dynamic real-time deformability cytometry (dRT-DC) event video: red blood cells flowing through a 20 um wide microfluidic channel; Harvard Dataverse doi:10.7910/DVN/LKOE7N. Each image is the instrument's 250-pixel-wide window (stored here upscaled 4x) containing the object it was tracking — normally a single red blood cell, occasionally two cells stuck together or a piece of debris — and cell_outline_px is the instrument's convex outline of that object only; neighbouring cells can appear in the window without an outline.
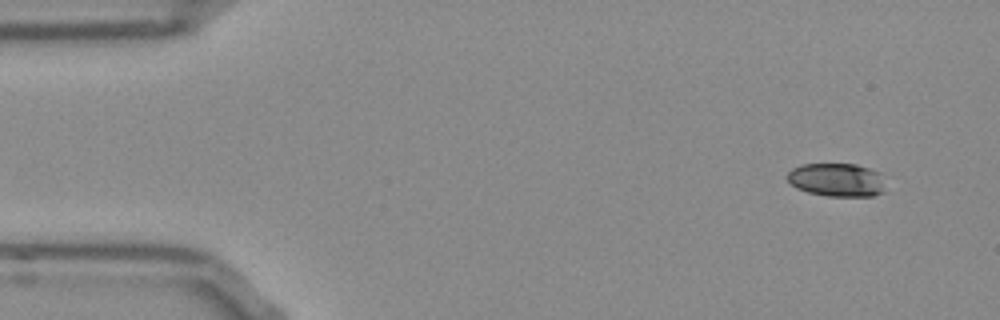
{"species": "Egyptian fruit bat (a non-hibernating species)", "species_latin": "Rousettus aegyptiacus", "temperature_condition": "room temperature", "stored_images_in_passage": 50, "camera_frame_rate_fps": 3000, "um_per_image_px": 0.085, "frame": {"image": 1, "passage_image": 1, "time_ms": 0.0, "image_size_px": [1000, 320], "cell_outline_px": [[884, 192], [872, 196], [828, 196], [808, 192], [796, 188], [784, 176], [792, 168], [800, 164], [856, 164], [880, 172]], "centroid_in_image_um": [71.08, 15.28], "position_along_channel_um": 13.9, "area_um2": 19.13}}
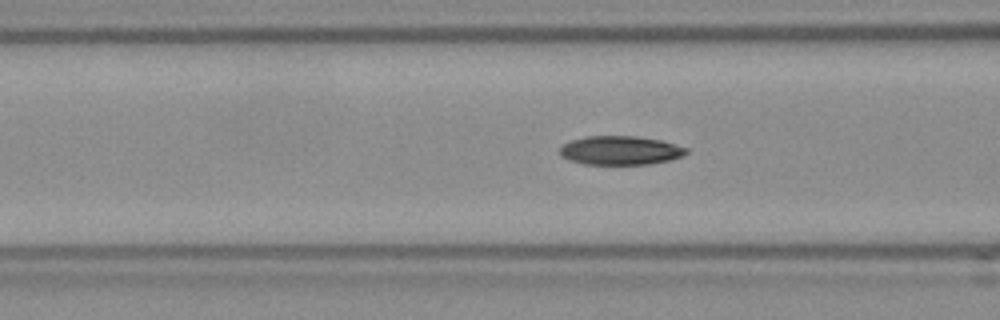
{"frame": {"image": 2, "passage_image": 17, "time_ms": 5.333, "image_size_px": [1000, 320], "cell_outline_px": [[688, 152], [680, 156], [668, 160], [648, 164], [584, 164], [568, 160], [560, 156], [560, 148], [564, 144], [572, 140], [584, 136], [636, 136], [660, 140], [688, 148]], "centroid_in_image_um": [52.69, 12.78], "position_along_channel_um": 113.9, "area_um2": 21.15}}
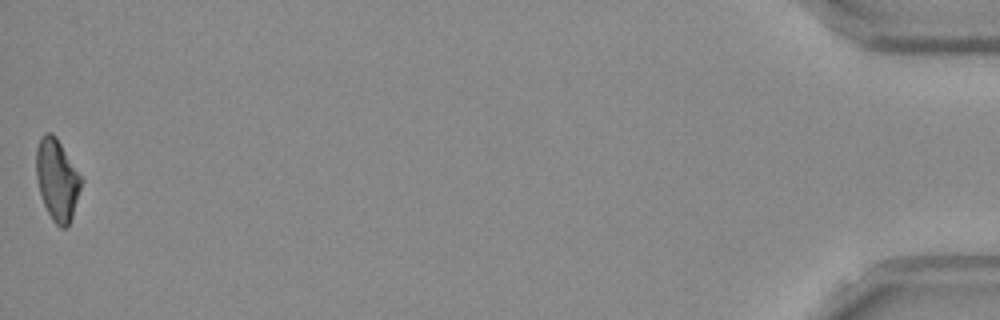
{"frame": {"image": 3, "passage_image": 50, "time_ms": 16.333, "image_size_px": [1000, 320], "cell_outline_px": [[84, 180], [72, 216], [68, 224], [64, 228], [60, 228], [52, 220], [44, 204], [40, 192], [36, 176], [36, 148], [40, 136], [44, 132], [52, 132], [56, 136]], "centroid_in_image_um": [4.86, 15.23], "position_along_channel_um": 430.3, "area_um2": 21.44}, "authors_computed_cell_mechanics": {"area_um2": 21.4438, "velocity_mm_per_s": 3.8142, "shape_relaxation_time_tau1_ms": 6.7269, "shape_relaxation_time_tau2_ms": 6.0478, "deformation_change_tau1": 0.167, "deformation_change_tau2": 0.1225}}